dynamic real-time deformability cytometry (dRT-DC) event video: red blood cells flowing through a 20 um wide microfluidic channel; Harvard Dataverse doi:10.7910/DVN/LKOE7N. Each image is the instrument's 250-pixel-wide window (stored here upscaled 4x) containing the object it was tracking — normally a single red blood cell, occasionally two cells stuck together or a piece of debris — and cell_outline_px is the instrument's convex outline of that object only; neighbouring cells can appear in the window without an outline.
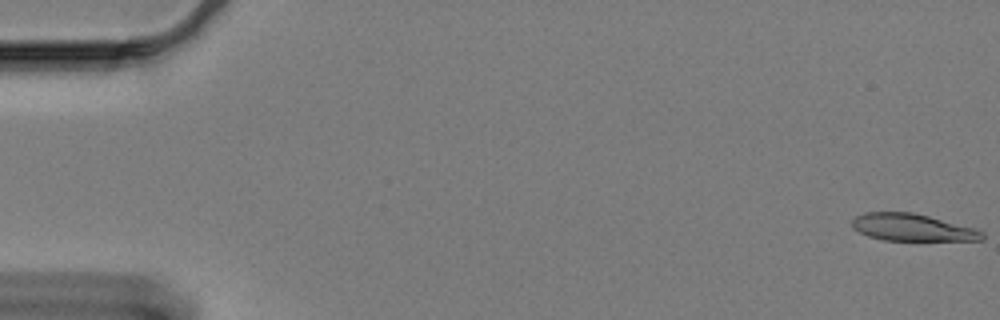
{"species": "Egyptian fruit bat (a non-hibernating species)", "species_latin": "Rousettus aegyptiacus", "temperature_condition": "cold", "stored_images_in_passage": 61, "camera_frame_rate_fps": 3000, "um_per_image_px": 0.085, "animal": {"sex": "female"}, "frame": {"image": 1, "passage_image": 1, "time_ms": 0.0, "image_size_px": [1000, 320], "cell_outline_px": [[984, 240], [884, 240], [868, 236], [852, 228], [852, 220], [856, 216], [864, 212], [912, 212], [976, 228], [984, 232]], "centroid_in_image_um": [77.54, 19.33], "position_along_channel_um": 7.5, "area_um2": 20.52}}
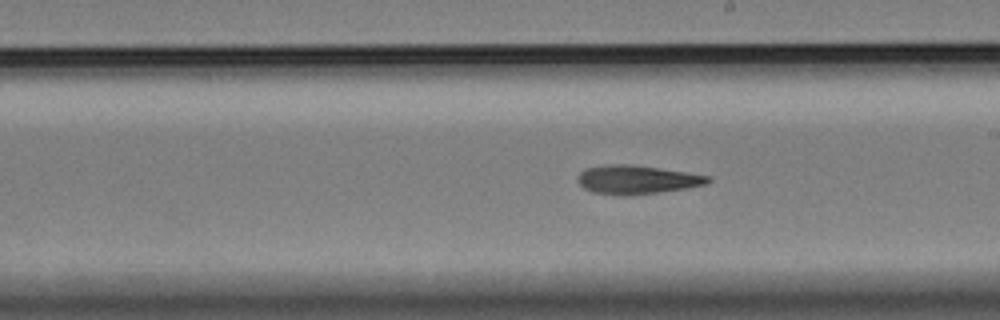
{"frame": {"image": 2, "passage_image": 35, "time_ms": 11.333, "image_size_px": [1000, 320], "cell_outline_px": [[712, 180], [708, 184], [688, 188], [632, 196], [620, 196], [592, 192], [584, 188], [576, 180], [580, 172], [584, 168], [608, 164], [628, 164], [684, 172], [708, 176]], "centroid_in_image_um": [54.09, 15.29], "position_along_channel_um": 234.9, "area_um2": 21.91}}
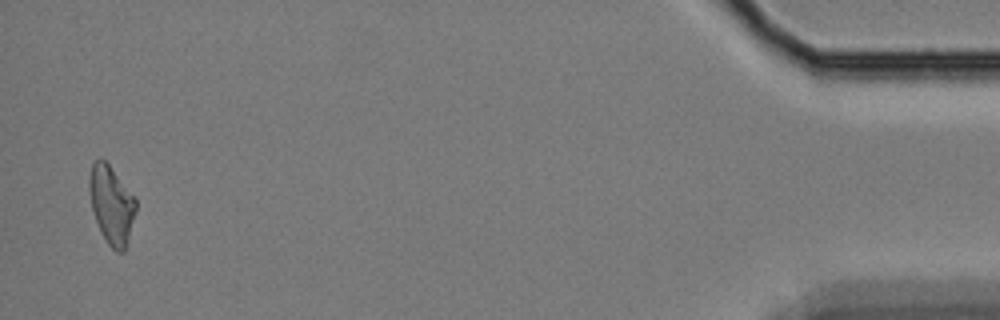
{"frame": {"image": 3, "passage_image": 60, "time_ms": 19.667, "image_size_px": [1000, 320], "cell_outline_px": [[136, 212], [124, 252], [116, 252], [108, 244], [96, 220], [92, 208], [88, 188], [88, 180], [92, 164], [100, 156], [108, 164], [136, 196]], "centroid_in_image_um": [9.49, 17.37], "position_along_channel_um": 425.7, "area_um2": 21.15}}